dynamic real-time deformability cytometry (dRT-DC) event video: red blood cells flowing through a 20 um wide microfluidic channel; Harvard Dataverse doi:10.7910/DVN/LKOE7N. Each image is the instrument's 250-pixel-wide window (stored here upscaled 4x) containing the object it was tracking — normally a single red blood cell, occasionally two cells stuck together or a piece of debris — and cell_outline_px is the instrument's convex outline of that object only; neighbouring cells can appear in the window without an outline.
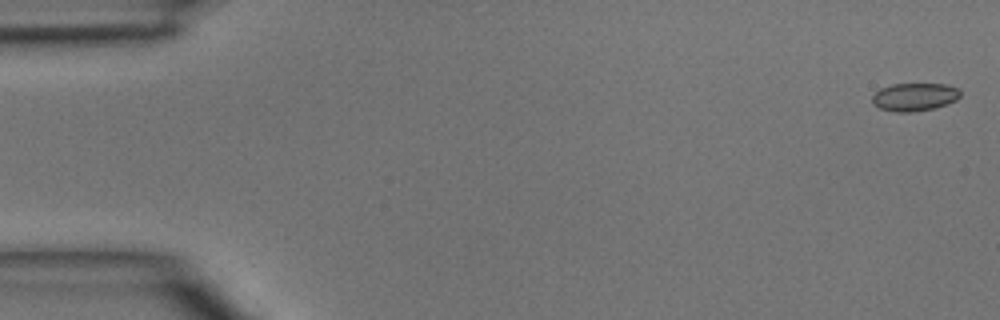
{"species": "common noctule bat (a hibernating species)", "species_latin": "Nyctalus noctula", "temperature_condition": "room temperature", "stored_images_in_passage": 47, "camera_frame_rate_fps": 3000, "um_per_image_px": 0.085, "animal": {"sex": "male", "body_mass_g": 15.6}, "frame": {"image": 1, "passage_image": 1, "time_ms": 0.0, "image_size_px": [1000, 320], "cell_outline_px": [[960, 96], [956, 100], [932, 108], [912, 112], [896, 112], [880, 108], [872, 104], [872, 96], [880, 88], [892, 84], [944, 84], [956, 88], [960, 92]], "centroid_in_image_um": [77.68, 8.23], "position_along_channel_um": 7.3, "area_um2": 14.16}}
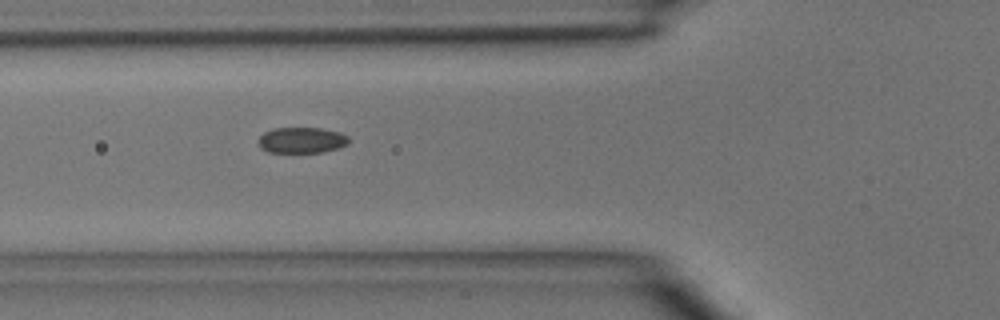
{"frame": {"image": 2, "passage_image": 17, "time_ms": 5.333, "image_size_px": [1000, 320], "cell_outline_px": [[348, 144], [340, 148], [324, 152], [268, 152], [260, 148], [256, 140], [264, 132], [272, 128], [320, 128], [340, 132], [348, 136]], "centroid_in_image_um": [25.62, 11.91], "position_along_channel_um": 100.2, "area_um2": 13.81}}
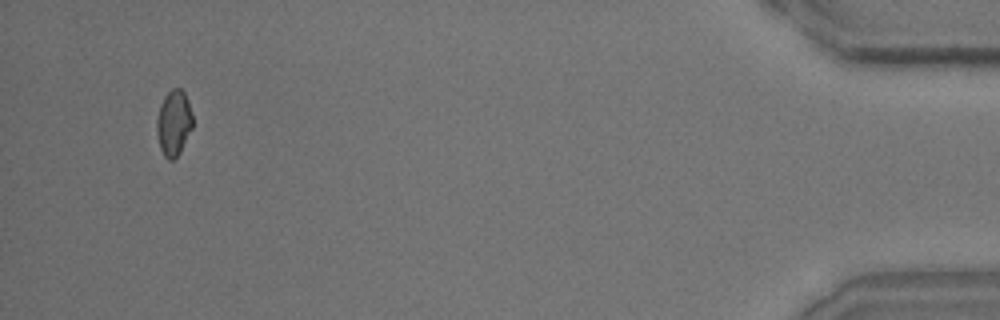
{"frame": {"image": 3, "passage_image": 45, "time_ms": 14.667, "image_size_px": [1000, 320], "cell_outline_px": [[192, 128], [180, 152], [172, 160], [168, 160], [164, 156], [160, 148], [156, 128], [156, 120], [160, 104], [164, 96], [172, 88], [180, 88], [184, 92], [188, 100], [192, 116]], "centroid_in_image_um": [14.76, 10.43], "position_along_channel_um": 420.4, "area_um2": 13.7}}